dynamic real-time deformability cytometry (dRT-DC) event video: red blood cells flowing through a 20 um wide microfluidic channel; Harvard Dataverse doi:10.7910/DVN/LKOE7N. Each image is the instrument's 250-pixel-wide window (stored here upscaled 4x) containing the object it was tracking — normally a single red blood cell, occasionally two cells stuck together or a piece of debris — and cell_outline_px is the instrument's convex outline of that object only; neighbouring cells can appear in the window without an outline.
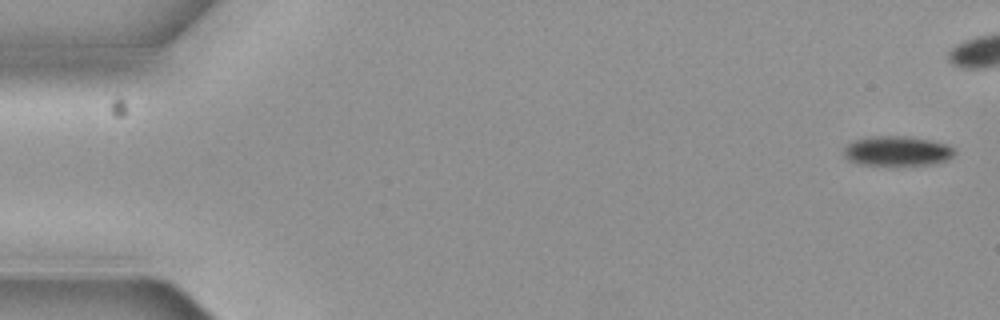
{"species": "common noctule bat (a hibernating species)", "species_latin": "Nyctalus noctula", "temperature_condition": "cold", "stored_images_in_passage": 6, "camera_frame_rate_fps": 3000, "um_per_image_px": 0.085, "animal": {"sex": "female", "body_mass_g": 19.3, "forearm_length_mm": 54.1}, "frame": {"image": 1, "passage_image": 1, "time_ms": 0.0, "image_size_px": [1000, 320], "cell_outline_px": [[956, 152], [948, 160], [936, 164], [900, 168], [888, 168], [856, 164], [848, 160], [844, 156], [844, 148], [848, 144], [856, 140], [872, 136], [904, 136], [928, 140], [948, 144], [956, 148]], "centroid_in_image_um": [76.28, 12.91], "position_along_channel_um": 8.7, "area_um2": 20.4}}